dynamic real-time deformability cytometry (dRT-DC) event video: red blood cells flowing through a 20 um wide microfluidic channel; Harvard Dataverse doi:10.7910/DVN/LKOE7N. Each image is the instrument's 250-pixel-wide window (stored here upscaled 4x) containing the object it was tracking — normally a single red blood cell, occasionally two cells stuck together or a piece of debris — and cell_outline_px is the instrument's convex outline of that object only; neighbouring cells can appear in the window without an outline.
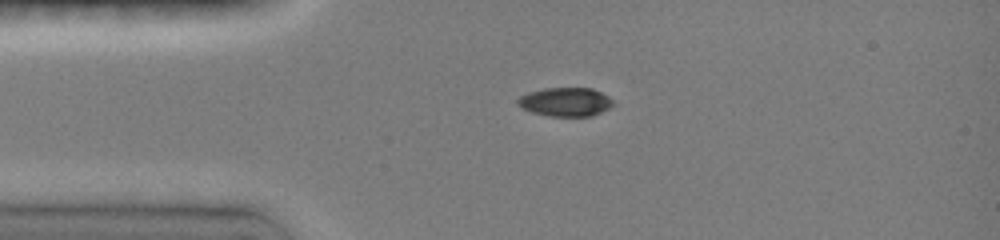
{"species": "common noctule bat (a hibernating species)", "species_latin": "Nyctalus noctula", "temperature_condition": "room temperature", "stored_images_in_passage": 2, "camera_frame_rate_fps": 3000, "um_per_image_px": 0.085, "animal": {"sex": "female", "body_mass_g": 19.0, "forearm_length_mm": 51.5}, "frame": {"image": 1, "passage_image": 1, "time_ms": 0.0, "image_size_px": [1000, 240], "cell_outline_px": [[612, 104], [608, 108], [592, 116], [552, 116], [532, 112], [516, 104], [516, 100], [520, 96], [528, 92], [544, 88], [592, 88], [608, 96], [612, 100]], "centroid_in_image_um": [48.03, 8.65], "position_along_channel_um": 37.0, "area_um2": 15.84}}